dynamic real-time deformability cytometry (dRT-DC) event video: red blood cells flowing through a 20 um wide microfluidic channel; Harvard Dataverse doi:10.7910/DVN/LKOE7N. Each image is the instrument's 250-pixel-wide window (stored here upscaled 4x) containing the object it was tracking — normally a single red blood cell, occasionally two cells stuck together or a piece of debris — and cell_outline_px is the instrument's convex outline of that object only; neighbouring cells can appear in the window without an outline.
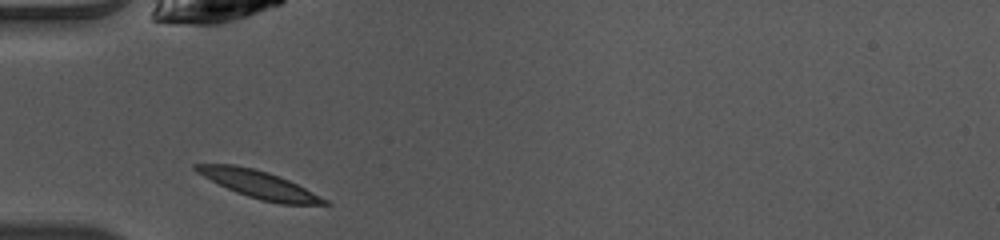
{"species": "common noctule bat (a hibernating species)", "species_latin": "Nyctalus noctula", "temperature_condition": "warm", "stored_images_in_passage": 30, "camera_frame_rate_fps": 3000, "um_per_image_px": 0.085, "animal": {"sex": "female", "body_mass_g": 10.0, "forearm_length_mm": 53.1}, "frame": {"image": 1, "passage_image": 1, "time_ms": 0.0, "image_size_px": [1000, 240], "cell_outline_px": [[332, 204], [280, 204], [260, 200], [236, 192], [196, 172], [192, 168], [192, 164], [232, 164], [252, 168], [268, 172], [280, 176], [328, 200]], "centroid_in_image_um": [22.0, 15.67], "position_along_channel_um": 63.0, "area_um2": 20.17}}
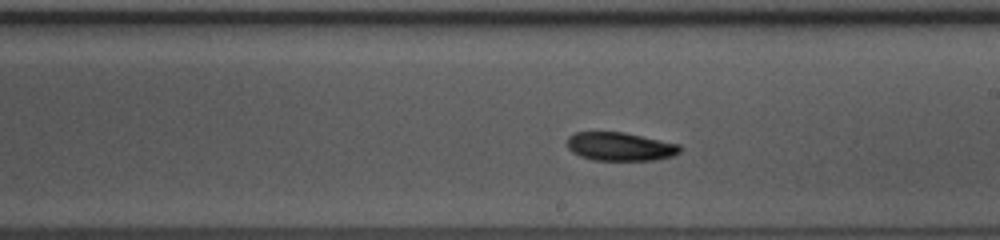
{"frame": {"image": 2, "passage_image": 14, "time_ms": 4.333, "image_size_px": [1000, 240], "cell_outline_px": [[684, 148], [680, 152], [672, 156], [656, 160], [592, 160], [580, 156], [572, 152], [568, 148], [568, 136], [576, 132], [624, 132], [680, 144]], "centroid_in_image_um": [52.74, 12.46], "position_along_channel_um": 236.3, "area_um2": 18.84}}
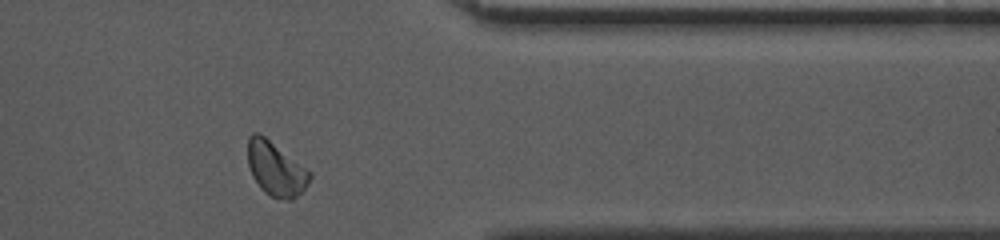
{"frame": {"image": 3, "passage_image": 26, "time_ms": 8.333, "image_size_px": [1000, 240], "cell_outline_px": [[312, 176], [308, 184], [292, 200], [280, 200], [264, 192], [260, 188], [252, 176], [248, 164], [248, 136], [252, 132], [260, 132], [312, 172]], "centroid_in_image_um": [23.43, 14.33], "position_along_channel_um": 388.0, "area_um2": 19.71}, "authors_computed_cell_mechanics": {"area_um2": 18.9295, "velocity_mm_per_s": 4.0531, "shape_relaxation_time_tau1_ms": 3.0589, "shape_relaxation_time_tau2_ms": null, "deformation_change_tau1": 0.1125, "deformation_change_tau2": null}}